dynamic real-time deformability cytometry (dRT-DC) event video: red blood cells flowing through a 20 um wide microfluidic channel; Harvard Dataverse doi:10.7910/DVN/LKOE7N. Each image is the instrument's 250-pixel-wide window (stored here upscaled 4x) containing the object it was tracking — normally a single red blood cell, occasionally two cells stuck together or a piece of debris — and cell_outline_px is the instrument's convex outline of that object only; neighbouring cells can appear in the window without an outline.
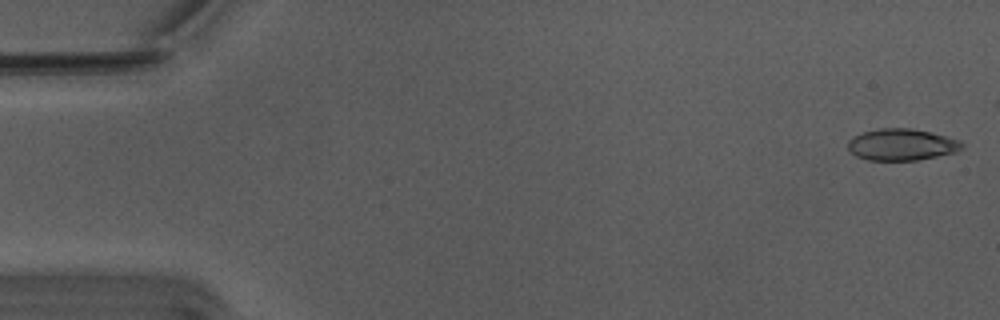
{"species": "Egyptian fruit bat (a non-hibernating species)", "species_latin": "Rousettus aegyptiacus", "temperature_condition": "warm", "stored_images_in_passage": 48, "camera_frame_rate_fps": 3000, "um_per_image_px": 0.085, "animal": {"sex": "male"}, "frame": {"image": 1, "passage_image": 1, "time_ms": 0.0, "image_size_px": [1000, 320], "cell_outline_px": [[964, 148], [956, 152], [916, 160], [868, 160], [856, 156], [848, 148], [848, 140], [864, 132], [880, 128], [912, 128], [960, 140], [964, 144]], "centroid_in_image_um": [76.66, 12.29], "position_along_channel_um": 8.3, "area_um2": 20.81}}
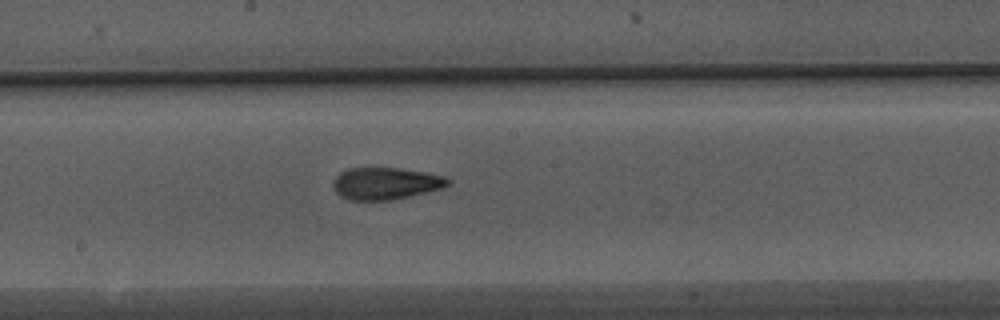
{"frame": {"image": 2, "passage_image": 29, "time_ms": 9.333, "image_size_px": [1000, 320], "cell_outline_px": [[452, 180], [444, 188], [392, 200], [348, 200], [340, 196], [336, 192], [332, 184], [336, 176], [340, 172], [348, 168], [400, 168], [424, 172], [444, 176]], "centroid_in_image_um": [32.77, 15.59], "position_along_channel_um": 215.4, "area_um2": 21.5}}
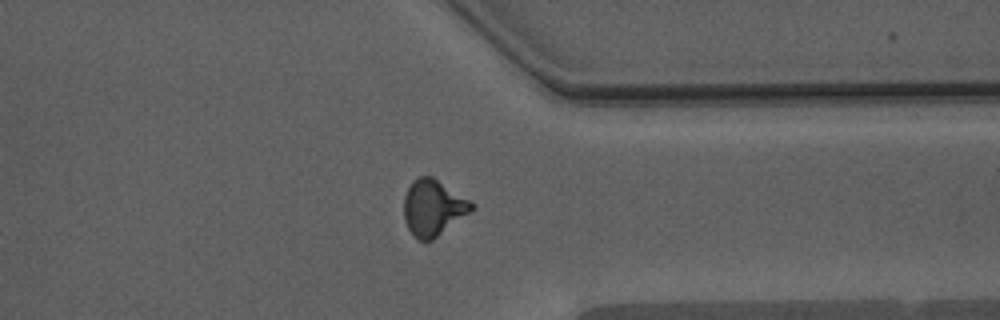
{"frame": {"image": 3, "passage_image": 42, "time_ms": 13.667, "image_size_px": [1000, 320], "cell_outline_px": [[476, 208], [432, 240], [420, 240], [408, 228], [404, 220], [404, 196], [412, 180], [420, 176], [432, 176], [476, 204]], "centroid_in_image_um": [36.83, 17.63], "position_along_channel_um": 374.6, "area_um2": 21.96}, "authors_computed_cell_mechanics": {"area_um2": 21.1837, "velocity_mm_per_s": 3.7736, "shape_relaxation_time_tau1_ms": 7.8727, "shape_relaxation_time_tau2_ms": 1.8091, "deformation_change_tau1": 0.2095, "deformation_change_tau2": 0.0896}}